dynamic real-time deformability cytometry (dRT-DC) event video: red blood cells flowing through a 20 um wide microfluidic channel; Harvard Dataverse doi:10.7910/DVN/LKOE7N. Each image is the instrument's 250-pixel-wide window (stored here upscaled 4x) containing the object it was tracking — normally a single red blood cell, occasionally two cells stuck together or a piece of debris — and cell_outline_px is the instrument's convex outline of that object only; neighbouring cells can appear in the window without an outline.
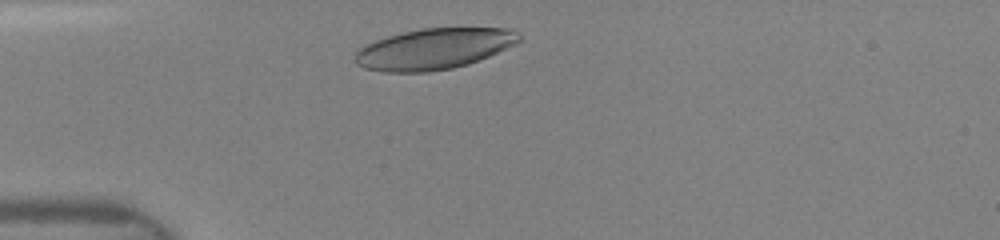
{"species": "human", "species_latin": "Homo sapiens", "temperature_condition": "room temperature", "stored_images_in_passage": 34, "camera_frame_rate_fps": 3000, "um_per_image_px": 0.085, "donor": {"sex": "female"}, "frame": {"image": 1, "passage_image": 2, "time_ms": 0.333, "image_size_px": [1000, 240], "cell_outline_px": [[524, 40], [516, 44], [488, 56], [468, 64], [452, 68], [428, 72], [384, 72], [364, 68], [356, 64], [352, 60], [352, 56], [360, 48], [376, 40], [388, 36], [420, 28], [512, 28], [520, 32]], "centroid_in_image_um": [36.91, 4.15], "position_along_channel_um": 48.1, "area_um2": 39.42}}
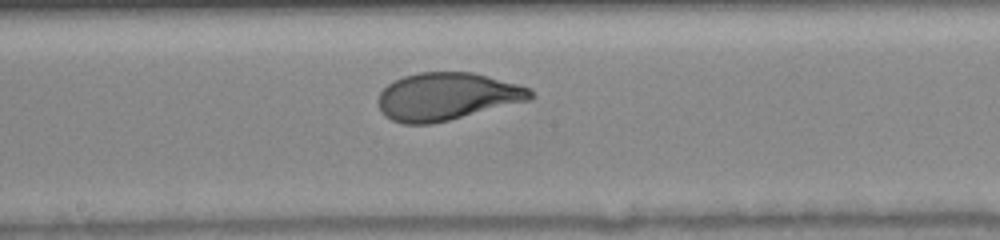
{"frame": {"image": 2, "passage_image": 13, "time_ms": 4.667, "image_size_px": [1000, 240], "cell_outline_px": [[536, 96], [532, 100], [432, 124], [404, 124], [392, 120], [384, 116], [380, 112], [376, 100], [380, 92], [388, 84], [404, 76], [420, 72], [472, 72], [520, 84], [532, 88]], "centroid_in_image_um": [38.02, 8.2], "position_along_channel_um": 210.2, "area_um2": 42.71}}
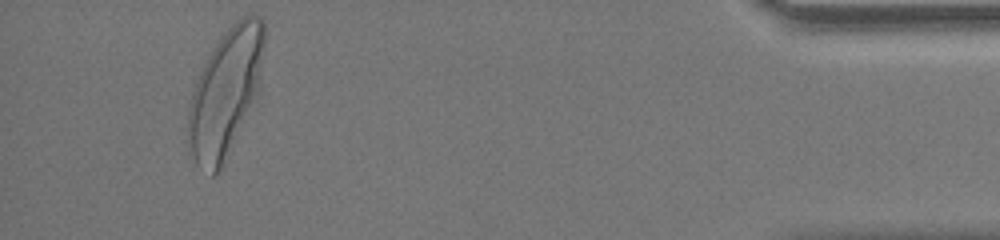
{"frame": {"image": 3, "passage_image": 31, "time_ms": 11.0, "image_size_px": [1000, 240], "cell_outline_px": [[264, 44], [260, 96], [216, 172], [212, 176], [196, 164], [188, 156], [188, 108], [196, 80], [212, 48], [220, 36], [240, 16], [252, 12], [260, 16], [264, 20]], "centroid_in_image_um": [19.2, 7.8], "position_along_channel_um": 416.0, "area_um2": 56.99}}